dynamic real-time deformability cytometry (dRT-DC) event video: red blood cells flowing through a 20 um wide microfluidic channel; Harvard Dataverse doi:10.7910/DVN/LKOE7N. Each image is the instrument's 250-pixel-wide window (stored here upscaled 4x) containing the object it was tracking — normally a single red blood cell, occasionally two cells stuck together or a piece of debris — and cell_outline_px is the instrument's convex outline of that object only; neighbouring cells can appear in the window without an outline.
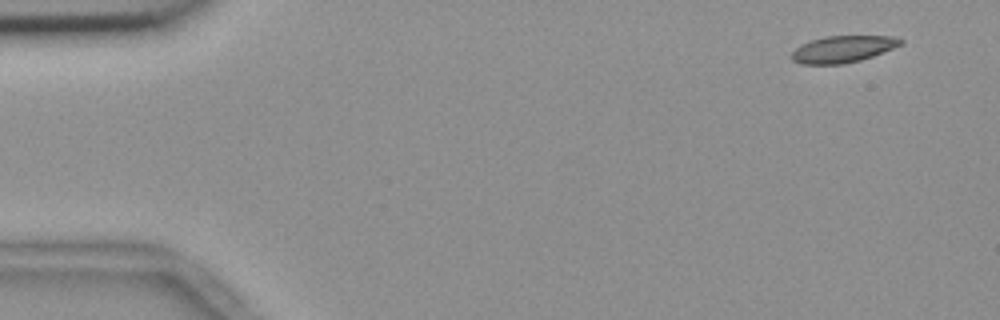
{"species": "common noctule bat (a hibernating species)", "species_latin": "Nyctalus noctula", "temperature_condition": "room temperature", "stored_images_in_passage": 7, "camera_frame_rate_fps": 3000, "um_per_image_px": 0.085, "animal": {"sex": "female", "body_mass_g": 18.4}, "frame": {"image": 1, "passage_image": 1, "time_ms": 0.0, "image_size_px": [1000, 320], "cell_outline_px": [[904, 44], [872, 56], [860, 60], [844, 64], [800, 64], [792, 60], [792, 52], [800, 44], [824, 36], [892, 36], [904, 40]], "centroid_in_image_um": [71.65, 4.17], "position_along_channel_um": 13.4, "area_um2": 16.99}}
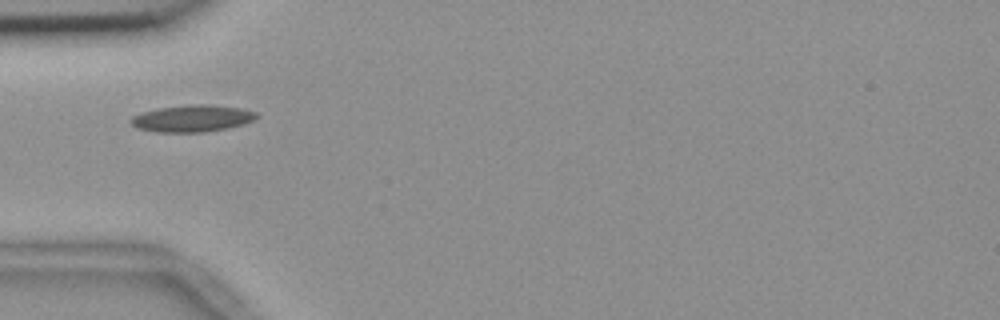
{"frame": {"image": 2, "passage_image": 5, "time_ms": 1.333, "image_size_px": [1000, 320], "cell_outline_px": [[260, 116], [244, 124], [228, 128], [204, 132], [156, 132], [136, 128], [128, 120], [132, 116], [140, 112], [156, 108], [188, 104], [208, 104], [240, 108], [256, 112]], "centroid_in_image_um": [16.3, 10.06], "position_along_channel_um": 68.7, "area_um2": 19.94}}
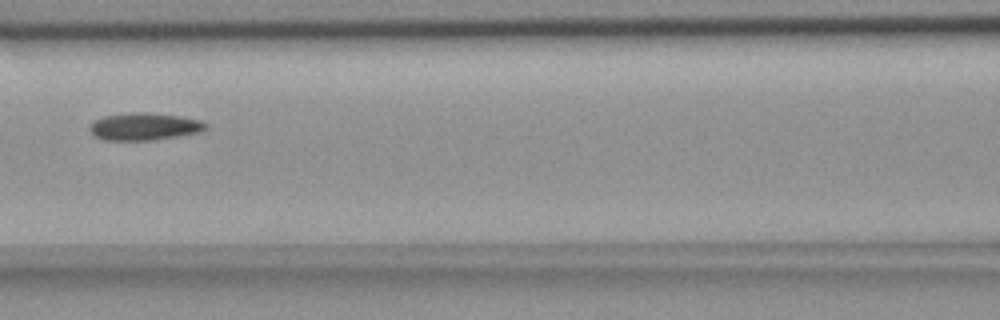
{"frame": {"image": 3, "passage_image": 7, "time_ms": 2.0, "image_size_px": [1000, 320], "cell_outline_px": [[208, 128], [200, 132], [152, 140], [104, 140], [96, 136], [88, 128], [96, 120], [104, 116], [132, 112], [144, 112], [180, 116], [200, 120], [208, 124]], "centroid_in_image_um": [12.3, 10.75], "position_along_channel_um": 154.3, "area_um2": 18.32}}